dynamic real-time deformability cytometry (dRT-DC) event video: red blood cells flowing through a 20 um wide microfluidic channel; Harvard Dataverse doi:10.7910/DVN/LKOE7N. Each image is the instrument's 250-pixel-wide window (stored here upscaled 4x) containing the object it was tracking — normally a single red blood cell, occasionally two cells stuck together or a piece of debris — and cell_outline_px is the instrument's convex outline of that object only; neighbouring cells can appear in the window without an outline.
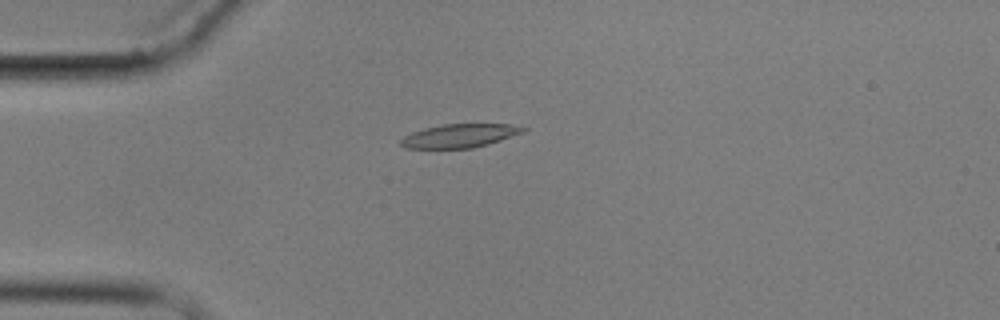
{"species": "common noctule bat (a hibernating species)", "species_latin": "Nyctalus noctula", "temperature_condition": "cold", "stored_images_in_passage": 10, "camera_frame_rate_fps": 3000, "um_per_image_px": 0.085, "animal": {"sex": "male", "body_mass_g": 17.9}, "frame": {"image": 1, "passage_image": 4, "time_ms": 4.333, "image_size_px": [1000, 320], "cell_outline_px": [[528, 128], [524, 132], [488, 144], [472, 148], [404, 148], [400, 144], [400, 140], [404, 136], [412, 132], [424, 128], [444, 124], [508, 124]], "centroid_in_image_um": [39.05, 11.54], "position_along_channel_um": 45.9, "area_um2": 16.7}}
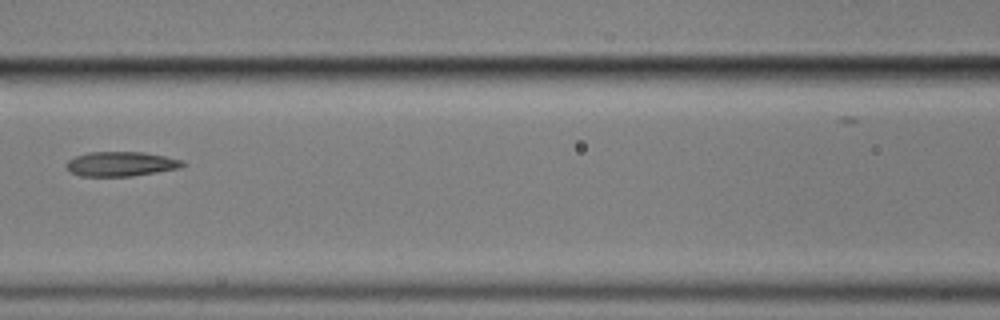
{"frame": {"image": 2, "passage_image": 7, "time_ms": 8.0, "image_size_px": [1000, 320], "cell_outline_px": [[184, 164], [180, 168], [132, 176], [80, 176], [72, 172], [64, 164], [68, 160], [76, 156], [88, 152], [144, 152], [184, 160]], "centroid_in_image_um": [10.28, 13.93], "position_along_channel_um": 156.3, "area_um2": 16.59}}
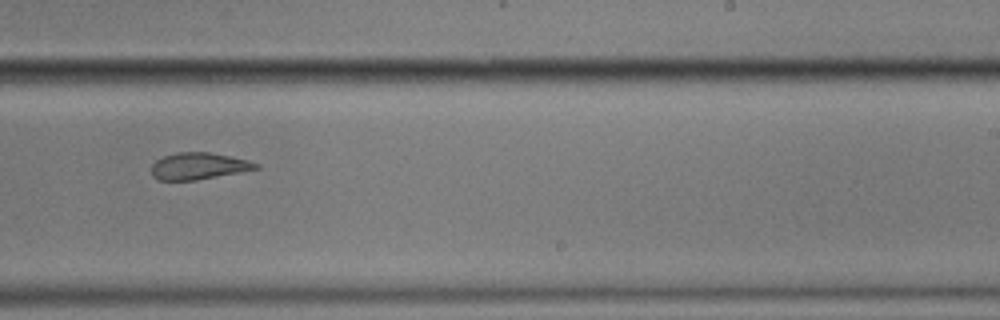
{"frame": {"image": 3, "passage_image": 10, "time_ms": 11.333, "image_size_px": [1000, 320], "cell_outline_px": [[260, 168], [240, 172], [196, 180], [156, 180], [152, 176], [152, 164], [156, 160], [164, 156], [176, 152], [208, 152], [248, 160], [260, 164]], "centroid_in_image_um": [16.86, 14.12], "position_along_channel_um": 272.1, "area_um2": 16.24}}